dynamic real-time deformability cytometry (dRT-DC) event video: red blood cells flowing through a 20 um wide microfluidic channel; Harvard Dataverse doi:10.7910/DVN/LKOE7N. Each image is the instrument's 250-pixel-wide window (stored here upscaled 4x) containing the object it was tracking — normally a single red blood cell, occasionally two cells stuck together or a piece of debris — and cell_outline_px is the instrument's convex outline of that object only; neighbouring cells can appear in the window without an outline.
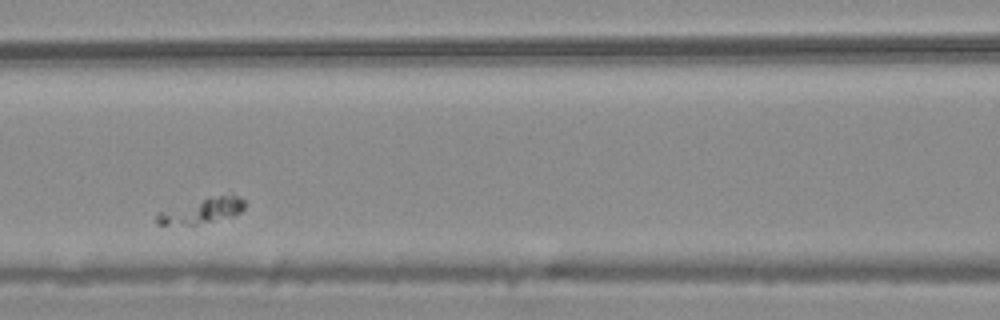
{"species": "common noctule bat (a hibernating species)", "species_latin": "Nyctalus noctula", "temperature_condition": "warm", "stored_images_in_passage": 6, "camera_frame_rate_fps": 3000, "um_per_image_px": 0.085, "animal": {"sex": "male", "body_mass_g": 20.4}, "frame": {"image": 1, "passage_image": 3, "time_ms": 0.667, "image_size_px": [1000, 320], "cell_outline_px": [[244, 208], [240, 212], [232, 216], [196, 224], [156, 224], [156, 216], [160, 212], [208, 196], [232, 192], [240, 196], [244, 200]], "centroid_in_image_um": [17.26, 17.85], "position_along_channel_um": 149.3, "area_um2": 12.89}}
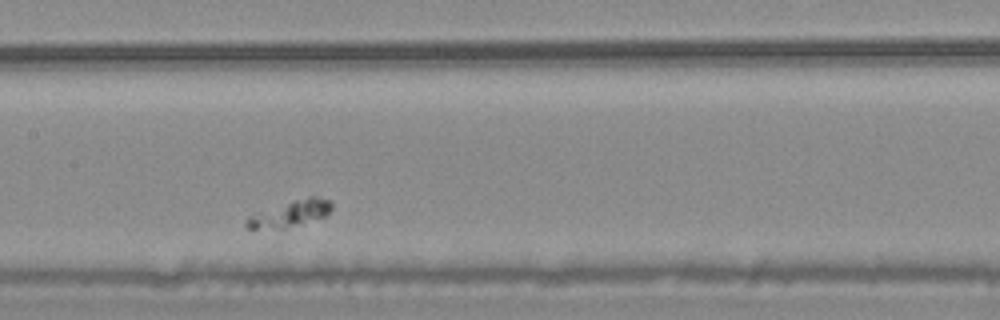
{"frame": {"image": 2, "passage_image": 4, "time_ms": 1.0, "image_size_px": [1000, 320], "cell_outline_px": [[332, 208], [324, 216], [284, 228], [248, 228], [244, 224], [244, 220], [248, 216], [308, 196], [316, 196], [332, 200]], "centroid_in_image_um": [24.69, 18.14], "position_along_channel_um": 182.7, "area_um2": 12.43}}